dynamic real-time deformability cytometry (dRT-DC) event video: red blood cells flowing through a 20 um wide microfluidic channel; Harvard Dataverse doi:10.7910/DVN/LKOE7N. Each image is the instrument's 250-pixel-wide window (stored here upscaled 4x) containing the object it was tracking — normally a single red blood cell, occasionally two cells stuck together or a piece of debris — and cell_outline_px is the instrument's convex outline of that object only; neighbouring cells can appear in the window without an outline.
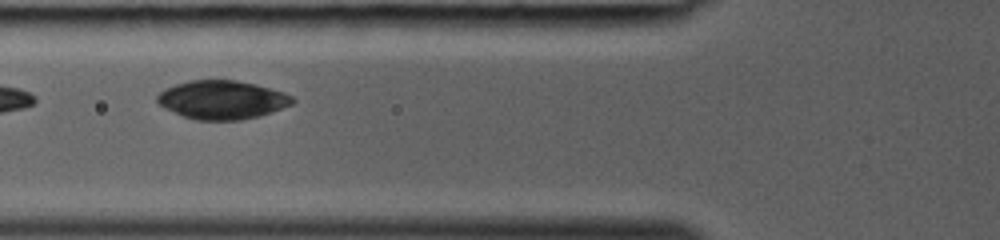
{"species": "common noctule bat (a hibernating species)", "species_latin": "Nyctalus noctula", "temperature_condition": "room temperature", "stored_images_in_passage": 5, "camera_frame_rate_fps": 3000, "um_per_image_px": 0.085, "animal": {"sex": "female", "body_mass_g": 19.0, "forearm_length_mm": 53.3}, "frame": {"image": 1, "passage_image": 4, "time_ms": 1.0, "image_size_px": [1000, 240], "cell_outline_px": [[296, 100], [292, 104], [272, 112], [260, 116], [240, 120], [196, 120], [184, 116], [164, 108], [156, 100], [156, 96], [164, 88], [188, 80], [236, 80], [256, 84], [284, 92], [292, 96]], "centroid_in_image_um": [18.88, 8.48], "position_along_channel_um": 106.9, "area_um2": 30.52}}